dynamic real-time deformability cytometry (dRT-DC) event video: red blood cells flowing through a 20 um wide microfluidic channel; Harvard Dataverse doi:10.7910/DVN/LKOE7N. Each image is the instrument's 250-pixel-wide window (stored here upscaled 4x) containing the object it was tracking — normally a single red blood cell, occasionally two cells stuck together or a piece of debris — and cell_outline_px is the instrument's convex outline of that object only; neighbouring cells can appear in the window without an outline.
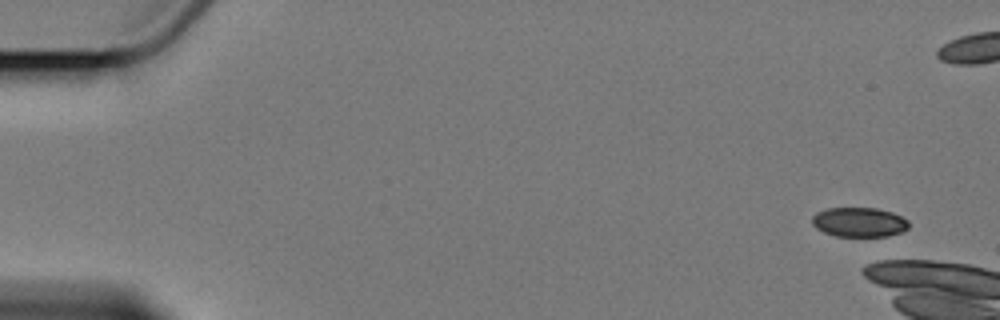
{"species": "Egyptian fruit bat (a non-hibernating species)", "species_latin": "Rousettus aegyptiacus", "temperature_condition": "cold", "stored_images_in_passage": 5, "camera_frame_rate_fps": 3000, "um_per_image_px": 0.085, "animal": {"sex": "female"}, "frame": {"image": 1, "passage_image": 1, "time_ms": 0.0, "image_size_px": [1000, 320], "cell_outline_px": [[908, 228], [900, 232], [888, 236], [836, 236], [824, 232], [816, 228], [812, 224], [812, 216], [816, 212], [828, 208], [876, 208], [892, 212], [908, 220]], "centroid_in_image_um": [73.01, 18.88], "position_along_channel_um": 12.0, "area_um2": 16.59}}